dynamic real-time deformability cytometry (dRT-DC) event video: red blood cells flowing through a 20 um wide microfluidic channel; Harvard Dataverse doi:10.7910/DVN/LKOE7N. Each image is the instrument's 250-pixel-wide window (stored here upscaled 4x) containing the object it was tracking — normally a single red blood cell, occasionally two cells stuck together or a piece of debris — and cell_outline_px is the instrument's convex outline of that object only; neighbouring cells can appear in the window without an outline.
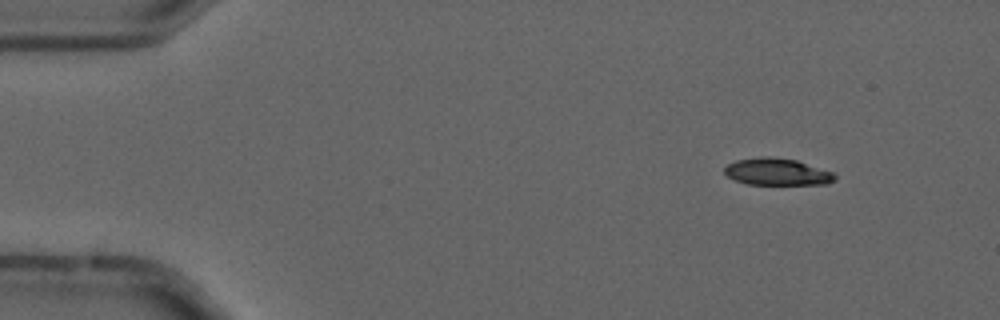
{"species": "common noctule bat (a hibernating species)", "species_latin": "Nyctalus noctula", "temperature_condition": "cold", "stored_images_in_passage": 4, "camera_frame_rate_fps": 3000, "um_per_image_px": 0.085, "animal": {"sex": "male", "forearm_length_mm": 52.5}, "frame": {"image": 1, "passage_image": 1, "time_ms": 0.0, "image_size_px": [1000, 320], "cell_outline_px": [[836, 180], [828, 184], [748, 184], [736, 180], [728, 176], [724, 172], [724, 168], [728, 164], [736, 160], [764, 156], [768, 156], [796, 160], [836, 172]], "centroid_in_image_um": [66.11, 14.6], "position_along_channel_um": 18.9, "area_um2": 17.4}}